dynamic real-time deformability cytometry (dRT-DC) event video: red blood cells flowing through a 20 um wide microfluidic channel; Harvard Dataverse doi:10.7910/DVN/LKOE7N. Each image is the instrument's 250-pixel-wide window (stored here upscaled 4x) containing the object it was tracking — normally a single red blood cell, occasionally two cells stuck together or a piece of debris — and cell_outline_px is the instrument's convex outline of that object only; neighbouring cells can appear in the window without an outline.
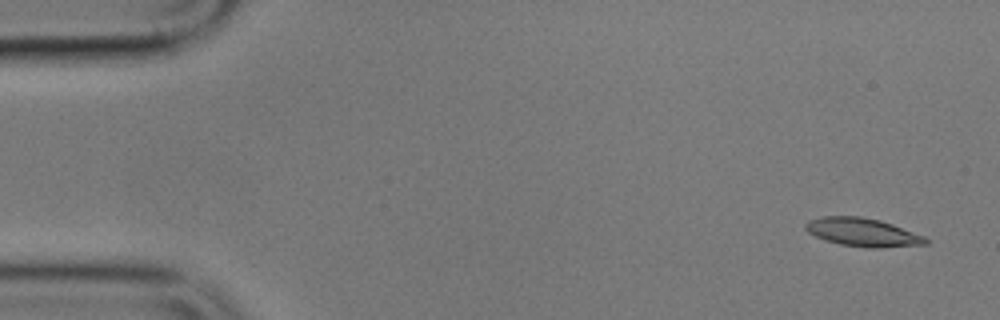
{"species": "common noctule bat (a hibernating species)", "species_latin": "Nyctalus noctula", "temperature_condition": "cold", "stored_images_in_passage": 4, "camera_frame_rate_fps": 3000, "um_per_image_px": 0.085, "animal": {"sex": "male", "body_mass_g": 17.9}, "frame": {"image": 1, "passage_image": 1, "time_ms": 0.0, "image_size_px": [1000, 320], "cell_outline_px": [[928, 244], [880, 248], [864, 248], [840, 244], [824, 240], [808, 232], [804, 228], [804, 224], [808, 220], [824, 216], [860, 216], [880, 220], [892, 224], [924, 236], [928, 240]], "centroid_in_image_um": [73.31, 19.75], "position_along_channel_um": 11.7, "area_um2": 19.94}}
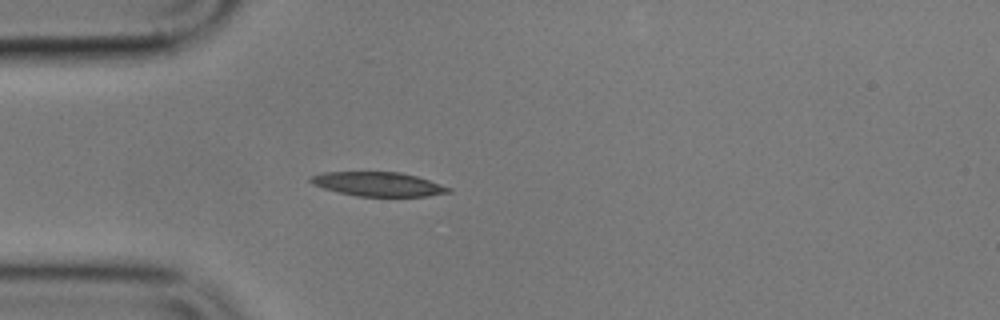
{"frame": {"image": 2, "passage_image": 4, "time_ms": 4.333, "image_size_px": [1000, 320], "cell_outline_px": [[452, 192], [428, 196], [356, 196], [324, 188], [312, 184], [308, 180], [312, 176], [324, 172], [400, 172], [416, 176], [452, 188]], "centroid_in_image_um": [32.16, 15.65], "position_along_channel_um": 52.8, "area_um2": 19.25}}